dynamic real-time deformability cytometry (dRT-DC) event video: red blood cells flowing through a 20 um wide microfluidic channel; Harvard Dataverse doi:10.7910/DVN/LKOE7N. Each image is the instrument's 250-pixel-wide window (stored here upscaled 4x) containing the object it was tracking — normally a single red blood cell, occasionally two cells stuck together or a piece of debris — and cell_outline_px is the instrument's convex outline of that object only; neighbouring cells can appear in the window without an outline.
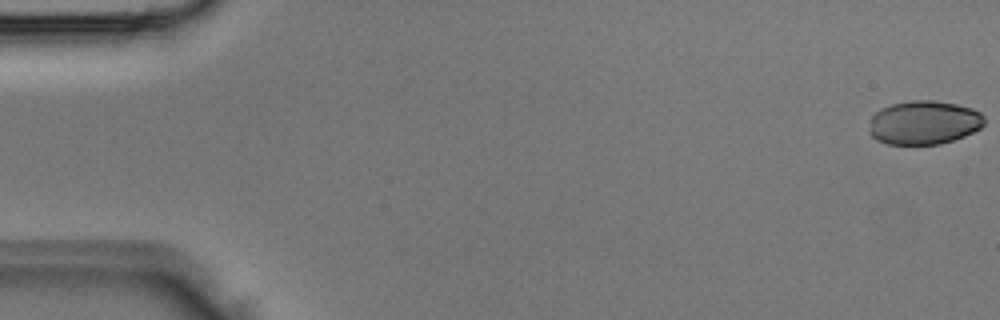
{"species": "Egyptian fruit bat (a non-hibernating species)", "species_latin": "Rousettus aegyptiacus", "temperature_condition": "room temperature", "stored_images_in_passage": 3, "camera_frame_rate_fps": 3000, "um_per_image_px": 0.085, "animal": {"sex": "male"}, "frame": {"image": 1, "passage_image": 1, "time_ms": 0.0, "image_size_px": [1000, 320], "cell_outline_px": [[984, 124], [980, 128], [964, 136], [940, 144], [888, 144], [876, 140], [868, 132], [872, 116], [880, 108], [892, 104], [912, 100], [932, 100], [956, 104], [972, 108], [980, 112], [984, 116]], "centroid_in_image_um": [78.52, 10.42], "position_along_channel_um": 6.5, "area_um2": 29.42}}